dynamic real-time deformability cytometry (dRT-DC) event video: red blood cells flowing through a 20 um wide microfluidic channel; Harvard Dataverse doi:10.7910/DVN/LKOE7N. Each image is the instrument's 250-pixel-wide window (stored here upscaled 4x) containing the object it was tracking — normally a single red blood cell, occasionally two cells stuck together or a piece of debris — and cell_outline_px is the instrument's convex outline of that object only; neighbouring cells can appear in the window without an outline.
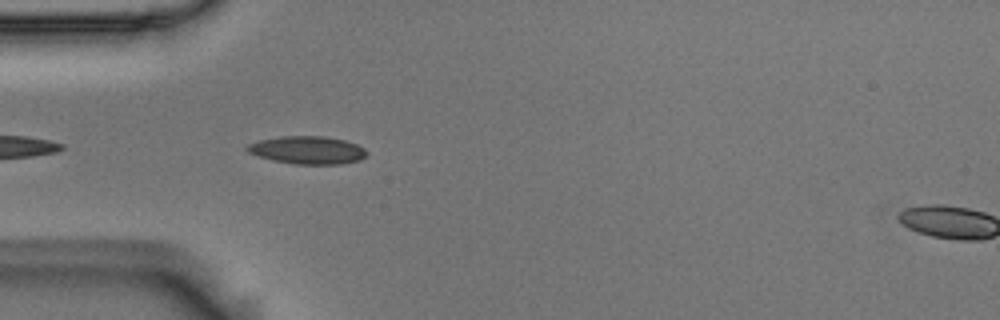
{"species": "Egyptian fruit bat (a non-hibernating species)", "species_latin": "Rousettus aegyptiacus", "temperature_condition": "room temperature", "stored_images_in_passage": 4, "camera_frame_rate_fps": 3000, "um_per_image_px": 0.085, "animal": {"sex": "male"}, "frame": {"image": 1, "passage_image": 3, "time_ms": 0.667, "image_size_px": [1000, 320], "cell_outline_px": [[368, 152], [360, 160], [340, 164], [292, 164], [272, 160], [248, 152], [244, 148], [248, 144], [260, 140], [280, 136], [324, 136], [344, 140], [356, 144], [364, 148]], "centroid_in_image_um": [26.12, 12.76], "position_along_channel_um": 58.9, "area_um2": 19.36}}